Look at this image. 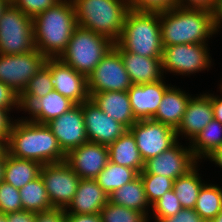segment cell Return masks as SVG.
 I'll return each mask as SVG.
<instances>
[{
  "instance_id": "23",
  "label": "cell",
  "mask_w": 222,
  "mask_h": 222,
  "mask_svg": "<svg viewBox=\"0 0 222 222\" xmlns=\"http://www.w3.org/2000/svg\"><path fill=\"white\" fill-rule=\"evenodd\" d=\"M76 104L69 98L64 97L59 92L53 90L43 96L35 99L26 109L32 114V122L39 124H47L56 117L69 111Z\"/></svg>"
},
{
  "instance_id": "7",
  "label": "cell",
  "mask_w": 222,
  "mask_h": 222,
  "mask_svg": "<svg viewBox=\"0 0 222 222\" xmlns=\"http://www.w3.org/2000/svg\"><path fill=\"white\" fill-rule=\"evenodd\" d=\"M33 19L13 3L0 16V54H24L35 50Z\"/></svg>"
},
{
  "instance_id": "34",
  "label": "cell",
  "mask_w": 222,
  "mask_h": 222,
  "mask_svg": "<svg viewBox=\"0 0 222 222\" xmlns=\"http://www.w3.org/2000/svg\"><path fill=\"white\" fill-rule=\"evenodd\" d=\"M102 222H147V216L133 209L116 205L110 201L100 212Z\"/></svg>"
},
{
  "instance_id": "37",
  "label": "cell",
  "mask_w": 222,
  "mask_h": 222,
  "mask_svg": "<svg viewBox=\"0 0 222 222\" xmlns=\"http://www.w3.org/2000/svg\"><path fill=\"white\" fill-rule=\"evenodd\" d=\"M152 207L153 213L155 212L156 222L163 218L174 216L183 209L173 189L167 191Z\"/></svg>"
},
{
  "instance_id": "17",
  "label": "cell",
  "mask_w": 222,
  "mask_h": 222,
  "mask_svg": "<svg viewBox=\"0 0 222 222\" xmlns=\"http://www.w3.org/2000/svg\"><path fill=\"white\" fill-rule=\"evenodd\" d=\"M88 140L109 146L128 129L105 114L90 98L82 103Z\"/></svg>"
},
{
  "instance_id": "32",
  "label": "cell",
  "mask_w": 222,
  "mask_h": 222,
  "mask_svg": "<svg viewBox=\"0 0 222 222\" xmlns=\"http://www.w3.org/2000/svg\"><path fill=\"white\" fill-rule=\"evenodd\" d=\"M194 210L205 222L213 220L222 210V189L213 184H204Z\"/></svg>"
},
{
  "instance_id": "18",
  "label": "cell",
  "mask_w": 222,
  "mask_h": 222,
  "mask_svg": "<svg viewBox=\"0 0 222 222\" xmlns=\"http://www.w3.org/2000/svg\"><path fill=\"white\" fill-rule=\"evenodd\" d=\"M168 88L169 86H166L163 80L155 83L133 84L127 92L135 119H152Z\"/></svg>"
},
{
  "instance_id": "26",
  "label": "cell",
  "mask_w": 222,
  "mask_h": 222,
  "mask_svg": "<svg viewBox=\"0 0 222 222\" xmlns=\"http://www.w3.org/2000/svg\"><path fill=\"white\" fill-rule=\"evenodd\" d=\"M42 164L27 159L13 157L5 152V173L3 181L20 189L40 176Z\"/></svg>"
},
{
  "instance_id": "55",
  "label": "cell",
  "mask_w": 222,
  "mask_h": 222,
  "mask_svg": "<svg viewBox=\"0 0 222 222\" xmlns=\"http://www.w3.org/2000/svg\"><path fill=\"white\" fill-rule=\"evenodd\" d=\"M8 3H13L14 0H6Z\"/></svg>"
},
{
  "instance_id": "35",
  "label": "cell",
  "mask_w": 222,
  "mask_h": 222,
  "mask_svg": "<svg viewBox=\"0 0 222 222\" xmlns=\"http://www.w3.org/2000/svg\"><path fill=\"white\" fill-rule=\"evenodd\" d=\"M150 205L158 201L167 191L173 189L174 180L156 174H139Z\"/></svg>"
},
{
  "instance_id": "53",
  "label": "cell",
  "mask_w": 222,
  "mask_h": 222,
  "mask_svg": "<svg viewBox=\"0 0 222 222\" xmlns=\"http://www.w3.org/2000/svg\"><path fill=\"white\" fill-rule=\"evenodd\" d=\"M214 222H222V210L218 213V215L213 219Z\"/></svg>"
},
{
  "instance_id": "25",
  "label": "cell",
  "mask_w": 222,
  "mask_h": 222,
  "mask_svg": "<svg viewBox=\"0 0 222 222\" xmlns=\"http://www.w3.org/2000/svg\"><path fill=\"white\" fill-rule=\"evenodd\" d=\"M108 149L110 162L134 169L138 174L143 170L144 161L129 130L110 144Z\"/></svg>"
},
{
  "instance_id": "28",
  "label": "cell",
  "mask_w": 222,
  "mask_h": 222,
  "mask_svg": "<svg viewBox=\"0 0 222 222\" xmlns=\"http://www.w3.org/2000/svg\"><path fill=\"white\" fill-rule=\"evenodd\" d=\"M24 211L39 213L53 209L41 176L19 189Z\"/></svg>"
},
{
  "instance_id": "54",
  "label": "cell",
  "mask_w": 222,
  "mask_h": 222,
  "mask_svg": "<svg viewBox=\"0 0 222 222\" xmlns=\"http://www.w3.org/2000/svg\"><path fill=\"white\" fill-rule=\"evenodd\" d=\"M0 222H8L7 214L0 213Z\"/></svg>"
},
{
  "instance_id": "20",
  "label": "cell",
  "mask_w": 222,
  "mask_h": 222,
  "mask_svg": "<svg viewBox=\"0 0 222 222\" xmlns=\"http://www.w3.org/2000/svg\"><path fill=\"white\" fill-rule=\"evenodd\" d=\"M214 119L211 94L190 98L182 121L176 129L177 139L180 133L192 140Z\"/></svg>"
},
{
  "instance_id": "8",
  "label": "cell",
  "mask_w": 222,
  "mask_h": 222,
  "mask_svg": "<svg viewBox=\"0 0 222 222\" xmlns=\"http://www.w3.org/2000/svg\"><path fill=\"white\" fill-rule=\"evenodd\" d=\"M132 85L121 55L114 47L87 77L89 97L104 91H127Z\"/></svg>"
},
{
  "instance_id": "31",
  "label": "cell",
  "mask_w": 222,
  "mask_h": 222,
  "mask_svg": "<svg viewBox=\"0 0 222 222\" xmlns=\"http://www.w3.org/2000/svg\"><path fill=\"white\" fill-rule=\"evenodd\" d=\"M197 174L195 166L187 174L178 177L173 182V191L180 201L182 208H195L199 192L204 185L200 180L201 177Z\"/></svg>"
},
{
  "instance_id": "5",
  "label": "cell",
  "mask_w": 222,
  "mask_h": 222,
  "mask_svg": "<svg viewBox=\"0 0 222 222\" xmlns=\"http://www.w3.org/2000/svg\"><path fill=\"white\" fill-rule=\"evenodd\" d=\"M126 52L162 58L160 14L129 10L121 36L116 42Z\"/></svg>"
},
{
  "instance_id": "11",
  "label": "cell",
  "mask_w": 222,
  "mask_h": 222,
  "mask_svg": "<svg viewBox=\"0 0 222 222\" xmlns=\"http://www.w3.org/2000/svg\"><path fill=\"white\" fill-rule=\"evenodd\" d=\"M40 176L52 206L67 210L75 196L80 178L65 161L43 165Z\"/></svg>"
},
{
  "instance_id": "19",
  "label": "cell",
  "mask_w": 222,
  "mask_h": 222,
  "mask_svg": "<svg viewBox=\"0 0 222 222\" xmlns=\"http://www.w3.org/2000/svg\"><path fill=\"white\" fill-rule=\"evenodd\" d=\"M113 47L120 53L133 84L155 83L162 80V58H150L126 52L117 43H114Z\"/></svg>"
},
{
  "instance_id": "1",
  "label": "cell",
  "mask_w": 222,
  "mask_h": 222,
  "mask_svg": "<svg viewBox=\"0 0 222 222\" xmlns=\"http://www.w3.org/2000/svg\"><path fill=\"white\" fill-rule=\"evenodd\" d=\"M14 123L6 142L8 154L20 159L33 160L42 165L65 161L66 154L47 124L35 123L30 119Z\"/></svg>"
},
{
  "instance_id": "45",
  "label": "cell",
  "mask_w": 222,
  "mask_h": 222,
  "mask_svg": "<svg viewBox=\"0 0 222 222\" xmlns=\"http://www.w3.org/2000/svg\"><path fill=\"white\" fill-rule=\"evenodd\" d=\"M65 222H102L100 214L65 213Z\"/></svg>"
},
{
  "instance_id": "21",
  "label": "cell",
  "mask_w": 222,
  "mask_h": 222,
  "mask_svg": "<svg viewBox=\"0 0 222 222\" xmlns=\"http://www.w3.org/2000/svg\"><path fill=\"white\" fill-rule=\"evenodd\" d=\"M109 201V196L98 185L96 179H80L73 200L65 213L100 214Z\"/></svg>"
},
{
  "instance_id": "51",
  "label": "cell",
  "mask_w": 222,
  "mask_h": 222,
  "mask_svg": "<svg viewBox=\"0 0 222 222\" xmlns=\"http://www.w3.org/2000/svg\"><path fill=\"white\" fill-rule=\"evenodd\" d=\"M6 152V142L0 139V157Z\"/></svg>"
},
{
  "instance_id": "50",
  "label": "cell",
  "mask_w": 222,
  "mask_h": 222,
  "mask_svg": "<svg viewBox=\"0 0 222 222\" xmlns=\"http://www.w3.org/2000/svg\"><path fill=\"white\" fill-rule=\"evenodd\" d=\"M5 173V153L0 157V183L4 179Z\"/></svg>"
},
{
  "instance_id": "43",
  "label": "cell",
  "mask_w": 222,
  "mask_h": 222,
  "mask_svg": "<svg viewBox=\"0 0 222 222\" xmlns=\"http://www.w3.org/2000/svg\"><path fill=\"white\" fill-rule=\"evenodd\" d=\"M188 3H184L186 2ZM216 0H176V6L187 9H203L213 12Z\"/></svg>"
},
{
  "instance_id": "12",
  "label": "cell",
  "mask_w": 222,
  "mask_h": 222,
  "mask_svg": "<svg viewBox=\"0 0 222 222\" xmlns=\"http://www.w3.org/2000/svg\"><path fill=\"white\" fill-rule=\"evenodd\" d=\"M206 44H178L163 48V72L190 74L205 70L211 65Z\"/></svg>"
},
{
  "instance_id": "10",
  "label": "cell",
  "mask_w": 222,
  "mask_h": 222,
  "mask_svg": "<svg viewBox=\"0 0 222 222\" xmlns=\"http://www.w3.org/2000/svg\"><path fill=\"white\" fill-rule=\"evenodd\" d=\"M128 130L134 136L144 162L168 150L177 142L175 129L153 119L137 120Z\"/></svg>"
},
{
  "instance_id": "42",
  "label": "cell",
  "mask_w": 222,
  "mask_h": 222,
  "mask_svg": "<svg viewBox=\"0 0 222 222\" xmlns=\"http://www.w3.org/2000/svg\"><path fill=\"white\" fill-rule=\"evenodd\" d=\"M35 222H65V209L53 208L35 213Z\"/></svg>"
},
{
  "instance_id": "22",
  "label": "cell",
  "mask_w": 222,
  "mask_h": 222,
  "mask_svg": "<svg viewBox=\"0 0 222 222\" xmlns=\"http://www.w3.org/2000/svg\"><path fill=\"white\" fill-rule=\"evenodd\" d=\"M90 99L108 116L131 128L137 120L133 116L127 91H104L93 94Z\"/></svg>"
},
{
  "instance_id": "15",
  "label": "cell",
  "mask_w": 222,
  "mask_h": 222,
  "mask_svg": "<svg viewBox=\"0 0 222 222\" xmlns=\"http://www.w3.org/2000/svg\"><path fill=\"white\" fill-rule=\"evenodd\" d=\"M47 126L57 138L58 144L65 154L89 141L82 104H76L69 111L47 123Z\"/></svg>"
},
{
  "instance_id": "30",
  "label": "cell",
  "mask_w": 222,
  "mask_h": 222,
  "mask_svg": "<svg viewBox=\"0 0 222 222\" xmlns=\"http://www.w3.org/2000/svg\"><path fill=\"white\" fill-rule=\"evenodd\" d=\"M138 175L134 169L108 161L106 167L95 179L103 191L110 196L115 189L121 188L134 180Z\"/></svg>"
},
{
  "instance_id": "44",
  "label": "cell",
  "mask_w": 222,
  "mask_h": 222,
  "mask_svg": "<svg viewBox=\"0 0 222 222\" xmlns=\"http://www.w3.org/2000/svg\"><path fill=\"white\" fill-rule=\"evenodd\" d=\"M10 110L0 109V139L7 142L13 122L7 116Z\"/></svg>"
},
{
  "instance_id": "36",
  "label": "cell",
  "mask_w": 222,
  "mask_h": 222,
  "mask_svg": "<svg viewBox=\"0 0 222 222\" xmlns=\"http://www.w3.org/2000/svg\"><path fill=\"white\" fill-rule=\"evenodd\" d=\"M23 211L19 189L9 183H0V213L9 214Z\"/></svg>"
},
{
  "instance_id": "41",
  "label": "cell",
  "mask_w": 222,
  "mask_h": 222,
  "mask_svg": "<svg viewBox=\"0 0 222 222\" xmlns=\"http://www.w3.org/2000/svg\"><path fill=\"white\" fill-rule=\"evenodd\" d=\"M158 222H205L194 209L183 208L171 217L163 218Z\"/></svg>"
},
{
  "instance_id": "47",
  "label": "cell",
  "mask_w": 222,
  "mask_h": 222,
  "mask_svg": "<svg viewBox=\"0 0 222 222\" xmlns=\"http://www.w3.org/2000/svg\"><path fill=\"white\" fill-rule=\"evenodd\" d=\"M214 119L222 124V98L211 96Z\"/></svg>"
},
{
  "instance_id": "6",
  "label": "cell",
  "mask_w": 222,
  "mask_h": 222,
  "mask_svg": "<svg viewBox=\"0 0 222 222\" xmlns=\"http://www.w3.org/2000/svg\"><path fill=\"white\" fill-rule=\"evenodd\" d=\"M113 46L109 38L77 26L59 59L88 77Z\"/></svg>"
},
{
  "instance_id": "9",
  "label": "cell",
  "mask_w": 222,
  "mask_h": 222,
  "mask_svg": "<svg viewBox=\"0 0 222 222\" xmlns=\"http://www.w3.org/2000/svg\"><path fill=\"white\" fill-rule=\"evenodd\" d=\"M46 59L37 49L17 55L0 54V81L20 95Z\"/></svg>"
},
{
  "instance_id": "33",
  "label": "cell",
  "mask_w": 222,
  "mask_h": 222,
  "mask_svg": "<svg viewBox=\"0 0 222 222\" xmlns=\"http://www.w3.org/2000/svg\"><path fill=\"white\" fill-rule=\"evenodd\" d=\"M53 90L54 87L50 81V69L44 64L19 95L20 108L25 110L35 99L42 98Z\"/></svg>"
},
{
  "instance_id": "38",
  "label": "cell",
  "mask_w": 222,
  "mask_h": 222,
  "mask_svg": "<svg viewBox=\"0 0 222 222\" xmlns=\"http://www.w3.org/2000/svg\"><path fill=\"white\" fill-rule=\"evenodd\" d=\"M129 8L138 12L163 13L176 7V0H127Z\"/></svg>"
},
{
  "instance_id": "3",
  "label": "cell",
  "mask_w": 222,
  "mask_h": 222,
  "mask_svg": "<svg viewBox=\"0 0 222 222\" xmlns=\"http://www.w3.org/2000/svg\"><path fill=\"white\" fill-rule=\"evenodd\" d=\"M162 45L206 44L215 31L213 14L203 9L173 7L160 13Z\"/></svg>"
},
{
  "instance_id": "4",
  "label": "cell",
  "mask_w": 222,
  "mask_h": 222,
  "mask_svg": "<svg viewBox=\"0 0 222 222\" xmlns=\"http://www.w3.org/2000/svg\"><path fill=\"white\" fill-rule=\"evenodd\" d=\"M77 26L116 43L130 10L127 0H72Z\"/></svg>"
},
{
  "instance_id": "14",
  "label": "cell",
  "mask_w": 222,
  "mask_h": 222,
  "mask_svg": "<svg viewBox=\"0 0 222 222\" xmlns=\"http://www.w3.org/2000/svg\"><path fill=\"white\" fill-rule=\"evenodd\" d=\"M45 65L50 69V81L54 90L75 104H82L89 97L87 77L59 58H47Z\"/></svg>"
},
{
  "instance_id": "24",
  "label": "cell",
  "mask_w": 222,
  "mask_h": 222,
  "mask_svg": "<svg viewBox=\"0 0 222 222\" xmlns=\"http://www.w3.org/2000/svg\"><path fill=\"white\" fill-rule=\"evenodd\" d=\"M190 98L180 88L169 87L152 119L176 130L182 121Z\"/></svg>"
},
{
  "instance_id": "29",
  "label": "cell",
  "mask_w": 222,
  "mask_h": 222,
  "mask_svg": "<svg viewBox=\"0 0 222 222\" xmlns=\"http://www.w3.org/2000/svg\"><path fill=\"white\" fill-rule=\"evenodd\" d=\"M192 141L190 147L197 160L210 156L222 147V124L213 119Z\"/></svg>"
},
{
  "instance_id": "48",
  "label": "cell",
  "mask_w": 222,
  "mask_h": 222,
  "mask_svg": "<svg viewBox=\"0 0 222 222\" xmlns=\"http://www.w3.org/2000/svg\"><path fill=\"white\" fill-rule=\"evenodd\" d=\"M215 31H218L222 22V0H216L215 8L212 12Z\"/></svg>"
},
{
  "instance_id": "16",
  "label": "cell",
  "mask_w": 222,
  "mask_h": 222,
  "mask_svg": "<svg viewBox=\"0 0 222 222\" xmlns=\"http://www.w3.org/2000/svg\"><path fill=\"white\" fill-rule=\"evenodd\" d=\"M108 161V146L91 141L70 150L65 159L80 179H95Z\"/></svg>"
},
{
  "instance_id": "27",
  "label": "cell",
  "mask_w": 222,
  "mask_h": 222,
  "mask_svg": "<svg viewBox=\"0 0 222 222\" xmlns=\"http://www.w3.org/2000/svg\"><path fill=\"white\" fill-rule=\"evenodd\" d=\"M109 201L116 205L140 211L148 217L146 208L150 204L147 200L144 184L140 175L129 183L123 185L121 188L115 189L110 194Z\"/></svg>"
},
{
  "instance_id": "40",
  "label": "cell",
  "mask_w": 222,
  "mask_h": 222,
  "mask_svg": "<svg viewBox=\"0 0 222 222\" xmlns=\"http://www.w3.org/2000/svg\"><path fill=\"white\" fill-rule=\"evenodd\" d=\"M12 106L20 108L19 95L0 81V109L11 110Z\"/></svg>"
},
{
  "instance_id": "39",
  "label": "cell",
  "mask_w": 222,
  "mask_h": 222,
  "mask_svg": "<svg viewBox=\"0 0 222 222\" xmlns=\"http://www.w3.org/2000/svg\"><path fill=\"white\" fill-rule=\"evenodd\" d=\"M60 0H14L13 4L32 19L41 12L53 7Z\"/></svg>"
},
{
  "instance_id": "49",
  "label": "cell",
  "mask_w": 222,
  "mask_h": 222,
  "mask_svg": "<svg viewBox=\"0 0 222 222\" xmlns=\"http://www.w3.org/2000/svg\"><path fill=\"white\" fill-rule=\"evenodd\" d=\"M208 158L222 168V147L215 150Z\"/></svg>"
},
{
  "instance_id": "46",
  "label": "cell",
  "mask_w": 222,
  "mask_h": 222,
  "mask_svg": "<svg viewBox=\"0 0 222 222\" xmlns=\"http://www.w3.org/2000/svg\"><path fill=\"white\" fill-rule=\"evenodd\" d=\"M8 222H35V213L20 211L7 214Z\"/></svg>"
},
{
  "instance_id": "13",
  "label": "cell",
  "mask_w": 222,
  "mask_h": 222,
  "mask_svg": "<svg viewBox=\"0 0 222 222\" xmlns=\"http://www.w3.org/2000/svg\"><path fill=\"white\" fill-rule=\"evenodd\" d=\"M178 143L145 161L144 168L139 174H156L173 180L187 174L196 166L197 159L191 148H182Z\"/></svg>"
},
{
  "instance_id": "2",
  "label": "cell",
  "mask_w": 222,
  "mask_h": 222,
  "mask_svg": "<svg viewBox=\"0 0 222 222\" xmlns=\"http://www.w3.org/2000/svg\"><path fill=\"white\" fill-rule=\"evenodd\" d=\"M77 27L72 0H60L33 18L34 43L46 58H59Z\"/></svg>"
},
{
  "instance_id": "52",
  "label": "cell",
  "mask_w": 222,
  "mask_h": 222,
  "mask_svg": "<svg viewBox=\"0 0 222 222\" xmlns=\"http://www.w3.org/2000/svg\"><path fill=\"white\" fill-rule=\"evenodd\" d=\"M8 2L6 0H0V16L4 8L7 6Z\"/></svg>"
}]
</instances>
